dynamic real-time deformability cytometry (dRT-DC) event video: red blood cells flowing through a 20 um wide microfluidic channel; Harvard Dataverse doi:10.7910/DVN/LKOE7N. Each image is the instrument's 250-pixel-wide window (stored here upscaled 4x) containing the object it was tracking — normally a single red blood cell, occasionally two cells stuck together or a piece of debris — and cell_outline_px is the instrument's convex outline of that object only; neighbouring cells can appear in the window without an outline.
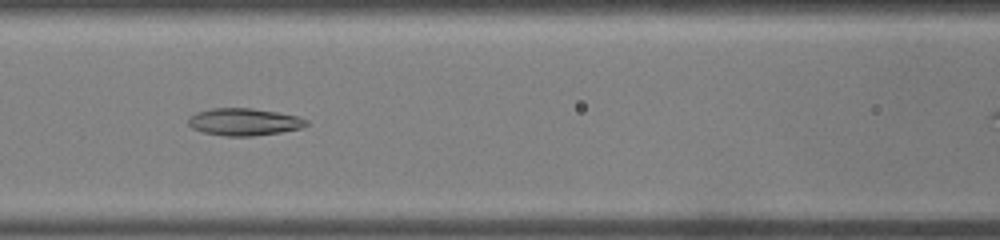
{"species": "common noctule bat (a hibernating species)", "species_latin": "Nyctalus noctula", "temperature_condition": "warm", "stored_images_in_passage": 28, "camera_frame_rate_fps": 3000, "um_per_image_px": 0.085, "animal": {"sex": "male", "body_mass_g": 19.0, "forearm_length_mm": 50.8}, "frame": {"image": 1, "passage_image": 11, "time_ms": 3.333, "image_size_px": [1000, 240], "cell_outline_px": [[308, 124], [300, 128], [280, 132], [252, 136], [224, 136], [204, 132], [192, 128], [188, 124], [188, 120], [196, 112], [212, 108], [252, 108], [276, 112], [296, 116], [308, 120]], "centroid_in_image_um": [20.73, 10.36], "position_along_channel_um": 145.9, "area_um2": 18.55}}
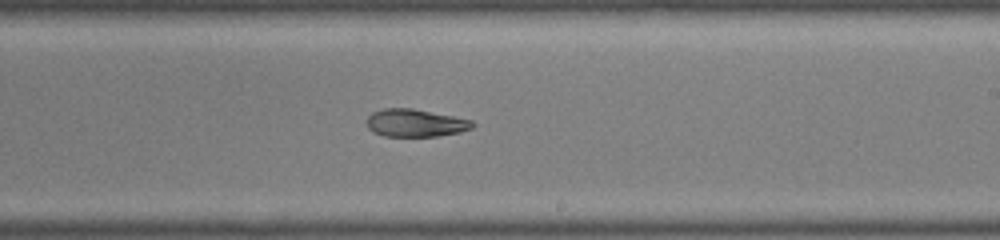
{"frame": {"image": 2, "passage_image": 17, "time_ms": 5.333, "image_size_px": [1000, 240], "cell_outline_px": [[476, 124], [472, 128], [460, 132], [436, 136], [384, 136], [372, 132], [368, 128], [368, 116], [372, 112], [384, 108], [412, 108], [472, 120]], "centroid_in_image_um": [35.3, 10.45], "position_along_channel_um": 253.7, "area_um2": 16.99}}
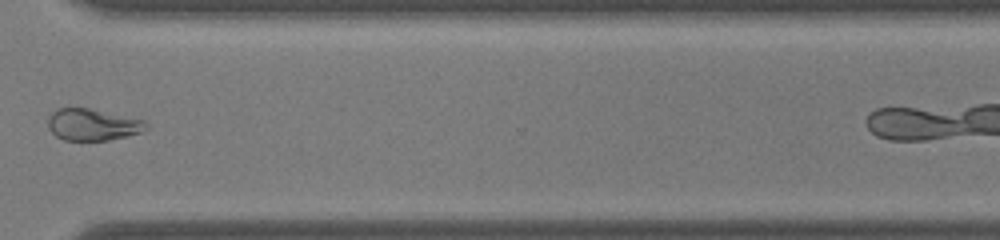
{"frame": {"image": 3, "passage_image": 23, "time_ms": 7.333, "image_size_px": [1000, 240], "cell_outline_px": [[148, 128], [140, 132], [128, 136], [108, 140], [64, 140], [56, 136], [48, 128], [48, 116], [52, 112], [60, 108], [88, 108], [144, 120], [148, 124]], "centroid_in_image_um": [7.86, 10.6], "position_along_channel_um": 362.7, "area_um2": 18.03}}